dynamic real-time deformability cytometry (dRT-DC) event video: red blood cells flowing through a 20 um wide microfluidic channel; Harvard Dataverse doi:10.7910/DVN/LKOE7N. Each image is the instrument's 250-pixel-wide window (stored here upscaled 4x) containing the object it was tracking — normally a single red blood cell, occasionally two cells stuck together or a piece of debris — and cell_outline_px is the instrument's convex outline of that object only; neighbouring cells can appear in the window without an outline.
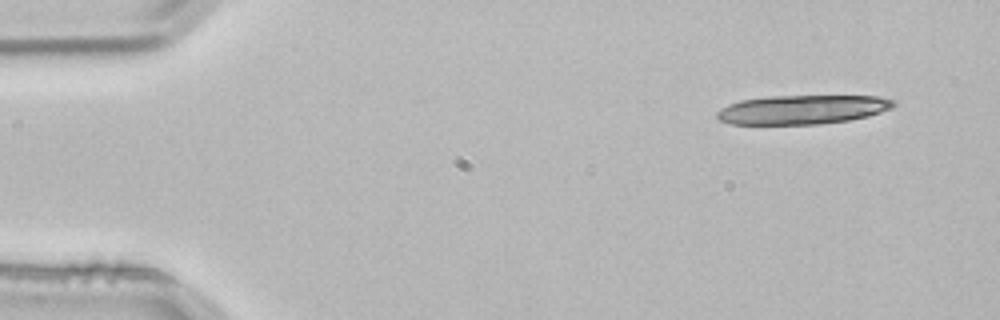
{"species": "common noctule bat (a hibernating species)", "species_latin": "Nyctalus noctula", "temperature_condition": "room temperature", "stored_images_in_passage": 2, "camera_frame_rate_fps": 3000, "um_per_image_px": 0.085, "animal": {"sex": "male", "body_mass_g": 21.5, "forearm_length_mm": 52.0}, "frame": {"image": 1, "passage_image": 1, "time_ms": 0.0, "image_size_px": [1000, 320], "cell_outline_px": [[896, 104], [892, 108], [868, 116], [848, 120], [820, 124], [732, 124], [720, 120], [716, 116], [716, 112], [720, 108], [728, 104], [740, 100], [772, 96], [880, 96], [896, 100]], "centroid_in_image_um": [68.21, 9.31], "position_along_channel_um": 16.8, "area_um2": 30.0}}